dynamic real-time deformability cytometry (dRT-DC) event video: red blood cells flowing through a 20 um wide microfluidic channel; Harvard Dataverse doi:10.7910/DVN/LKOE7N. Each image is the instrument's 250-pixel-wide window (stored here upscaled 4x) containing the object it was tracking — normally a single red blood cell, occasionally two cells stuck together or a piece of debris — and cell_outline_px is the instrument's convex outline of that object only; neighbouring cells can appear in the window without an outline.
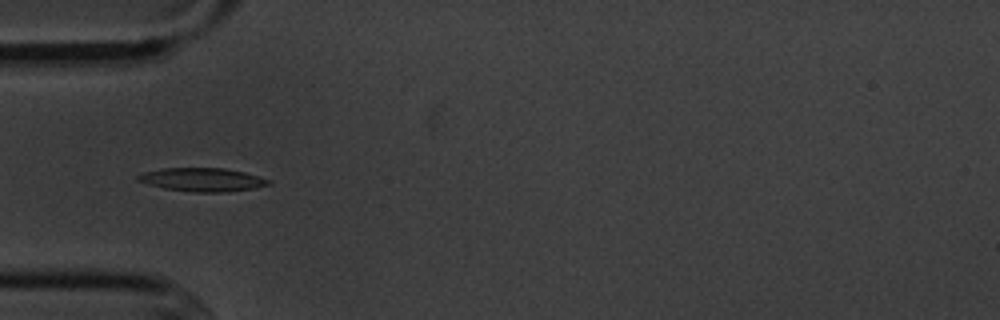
{"species": "common noctule bat (a hibernating species)", "species_latin": "Nyctalus noctula", "temperature_condition": "cold", "stored_images_in_passage": 4, "camera_frame_rate_fps": 3000, "um_per_image_px": 0.085, "animal": {"sex": "male", "body_mass_g": 20.1, "forearm_length_mm": 53.5}, "frame": {"image": 1, "passage_image": 4, "time_ms": 3.667, "image_size_px": [1000, 320], "cell_outline_px": [[272, 184], [252, 188], [228, 192], [192, 192], [164, 188], [148, 184], [136, 180], [136, 176], [144, 172], [164, 168], [224, 168], [244, 172], [260, 176], [272, 180]], "centroid_in_image_um": [17.22, 15.27], "position_along_channel_um": 67.8, "area_um2": 17.92}}